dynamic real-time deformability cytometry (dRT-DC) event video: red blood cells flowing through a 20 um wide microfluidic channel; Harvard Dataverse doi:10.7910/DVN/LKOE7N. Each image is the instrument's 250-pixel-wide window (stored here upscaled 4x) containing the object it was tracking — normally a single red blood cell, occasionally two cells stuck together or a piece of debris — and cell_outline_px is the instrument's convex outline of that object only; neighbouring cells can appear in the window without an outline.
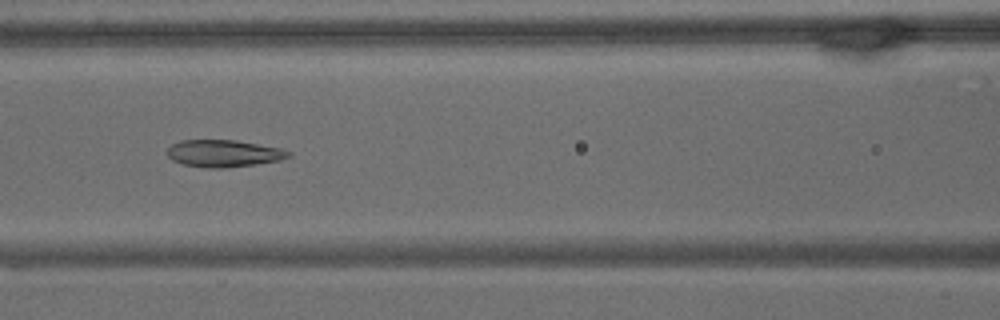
{"species": "common noctule bat (a hibernating species)", "species_latin": "Nyctalus noctula", "temperature_condition": "warm", "stored_images_in_passage": 60, "camera_frame_rate_fps": 3000, "um_per_image_px": 0.085, "animal": {"sex": "male", "body_mass_g": 15.6}, "frame": {"image": 1, "passage_image": 25, "time_ms": 8.0, "image_size_px": [1000, 320], "cell_outline_px": [[292, 156], [280, 160], [256, 164], [228, 168], [204, 168], [184, 164], [172, 160], [168, 156], [168, 148], [172, 144], [180, 140], [236, 140], [284, 148], [292, 152]], "centroid_in_image_um": [19.07, 13.04], "position_along_channel_um": 147.5, "area_um2": 19.42}}
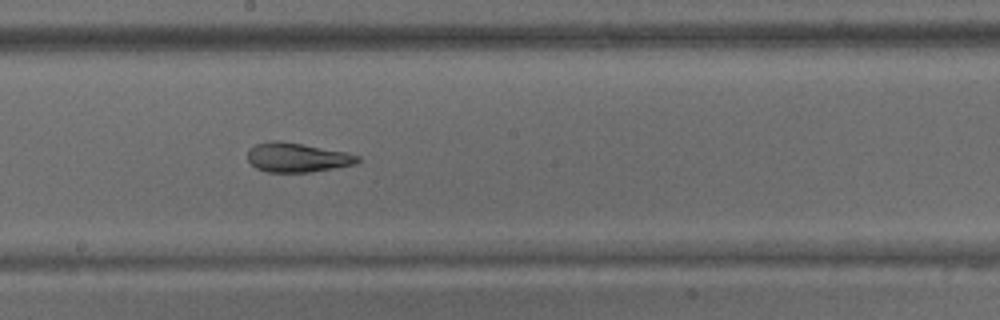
{"frame": {"image": 2, "passage_image": 32, "time_ms": 10.333, "image_size_px": [1000, 320], "cell_outline_px": [[360, 160], [356, 164], [308, 172], [268, 172], [256, 168], [248, 160], [248, 148], [256, 144], [268, 140], [280, 140], [344, 152], [360, 156]], "centroid_in_image_um": [25.21, 13.37], "position_along_channel_um": 223.0, "area_um2": 18.67}}
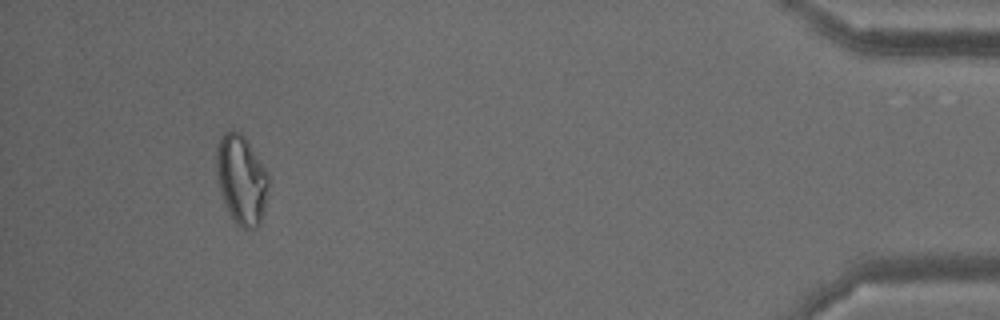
{"frame": {"image": 3, "passage_image": 56, "time_ms": 18.333, "image_size_px": [1000, 320], "cell_outline_px": [[268, 184], [264, 212], [260, 224], [256, 228], [240, 228], [232, 220], [224, 204], [216, 180], [216, 144], [220, 136], [224, 132], [232, 128], [240, 132], [244, 136], [268, 172]], "centroid_in_image_um": [20.49, 15.26], "position_along_channel_um": 414.7, "area_um2": 27.69}, "authors_computed_cell_mechanics": {"area_um2": 23.4957, "velocity_mm_per_s": 3.2391, "shape_relaxation_time_tau1_ms": null, "shape_relaxation_time_tau2_ms": 2.9924, "deformation_change_tau1": null, "deformation_change_tau2": 0.0882}}